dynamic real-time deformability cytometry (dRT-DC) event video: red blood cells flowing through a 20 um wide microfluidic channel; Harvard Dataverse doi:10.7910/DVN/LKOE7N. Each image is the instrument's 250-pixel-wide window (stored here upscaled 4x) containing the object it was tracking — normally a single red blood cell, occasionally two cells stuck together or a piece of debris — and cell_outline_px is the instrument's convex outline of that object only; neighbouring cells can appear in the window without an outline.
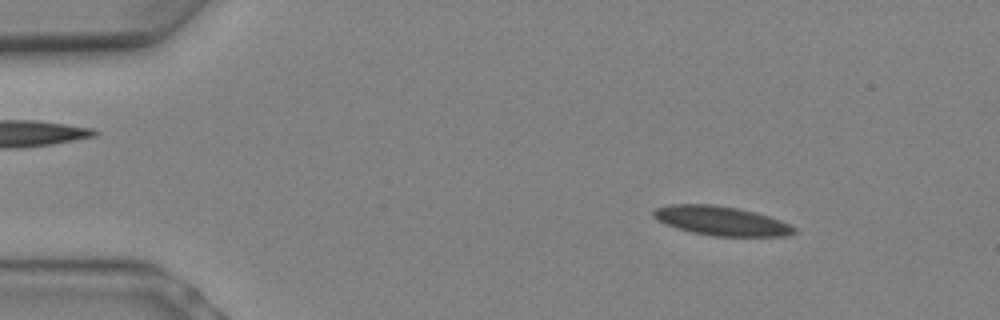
{"species": "Egyptian fruit bat (a non-hibernating species)", "species_latin": "Rousettus aegyptiacus", "temperature_condition": "warm", "stored_images_in_passage": 8, "camera_frame_rate_fps": 3000, "um_per_image_px": 0.085, "animal": {"sex": "female"}, "frame": {"image": 1, "passage_image": 2, "time_ms": 0.333, "image_size_px": [1000, 320], "cell_outline_px": [[796, 232], [788, 236], [712, 236], [692, 232], [676, 228], [664, 224], [656, 220], [652, 216], [652, 212], [656, 208], [668, 204], [712, 204], [736, 208], [756, 212], [780, 220], [796, 228]], "centroid_in_image_um": [61.26, 18.77], "position_along_channel_um": 23.7, "area_um2": 24.04}}
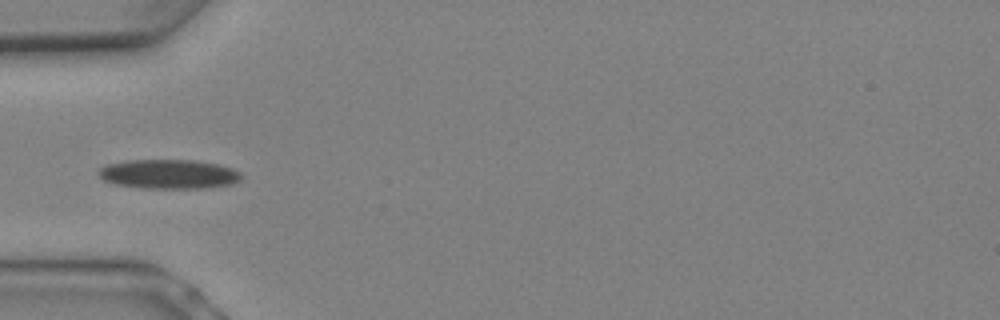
{"frame": {"image": 2, "passage_image": 6, "time_ms": 1.667, "image_size_px": [1000, 320], "cell_outline_px": [[244, 176], [240, 180], [232, 184], [208, 188], [140, 188], [112, 184], [104, 180], [96, 172], [100, 168], [108, 164], [124, 160], [196, 160], [220, 164], [232, 168], [240, 172]], "centroid_in_image_um": [14.36, 14.8], "position_along_channel_um": 70.6, "area_um2": 24.8}}
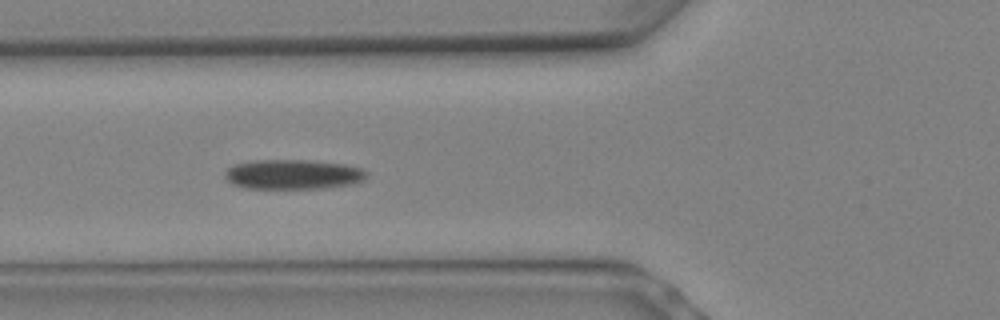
{"frame": {"image": 3, "passage_image": 7, "time_ms": 2.0, "image_size_px": [1000, 320], "cell_outline_px": [[368, 176], [364, 180], [348, 184], [320, 188], [248, 188], [232, 184], [224, 176], [224, 172], [232, 164], [252, 160], [308, 160], [344, 164], [364, 168], [368, 172]], "centroid_in_image_um": [24.9, 14.8], "position_along_channel_um": 100.9, "area_um2": 24.62}}